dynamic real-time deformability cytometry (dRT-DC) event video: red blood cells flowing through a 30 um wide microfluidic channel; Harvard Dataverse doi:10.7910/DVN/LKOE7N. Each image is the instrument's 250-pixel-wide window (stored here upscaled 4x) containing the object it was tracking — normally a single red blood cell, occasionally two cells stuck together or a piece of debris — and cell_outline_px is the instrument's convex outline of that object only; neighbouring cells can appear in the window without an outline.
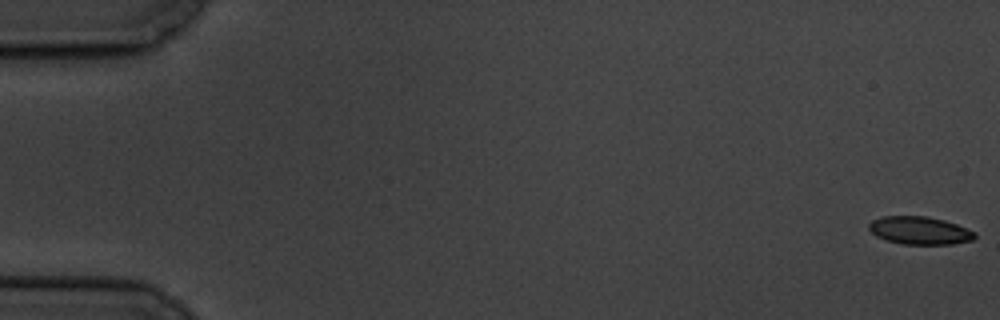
{"species": "common noctule bat (a hibernating species)", "species_latin": "Nyctalus noctula", "temperature_condition": "cold", "stored_images_in_passage": 5, "camera_frame_rate_fps": 3000, "um_per_image_px": 0.085, "animal": {"sex": "male", "body_mass_g": 19.5, "forearm_length_mm": 54.6}, "frame": {"image": 1, "passage_image": 1, "time_ms": 0.0, "image_size_px": [1000, 320], "cell_outline_px": [[976, 236], [972, 240], [952, 244], [904, 244], [884, 240], [876, 236], [868, 228], [868, 224], [872, 220], [884, 216], [928, 216], [944, 220], [956, 224], [976, 232]], "centroid_in_image_um": [78.16, 19.59], "position_along_channel_um": 6.8, "area_um2": 17.22}}
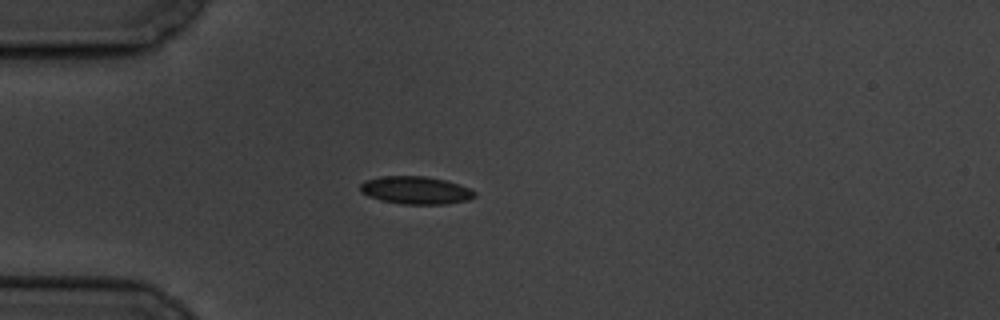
{"frame": {"image": 2, "passage_image": 5, "time_ms": 5.333, "image_size_px": [1000, 320], "cell_outline_px": [[476, 196], [468, 200], [448, 204], [400, 204], [380, 200], [368, 196], [360, 192], [360, 184], [364, 180], [384, 176], [424, 176], [444, 180], [460, 184], [476, 192]], "centroid_in_image_um": [35.33, 16.18], "position_along_channel_um": 49.7, "area_um2": 18.61}}